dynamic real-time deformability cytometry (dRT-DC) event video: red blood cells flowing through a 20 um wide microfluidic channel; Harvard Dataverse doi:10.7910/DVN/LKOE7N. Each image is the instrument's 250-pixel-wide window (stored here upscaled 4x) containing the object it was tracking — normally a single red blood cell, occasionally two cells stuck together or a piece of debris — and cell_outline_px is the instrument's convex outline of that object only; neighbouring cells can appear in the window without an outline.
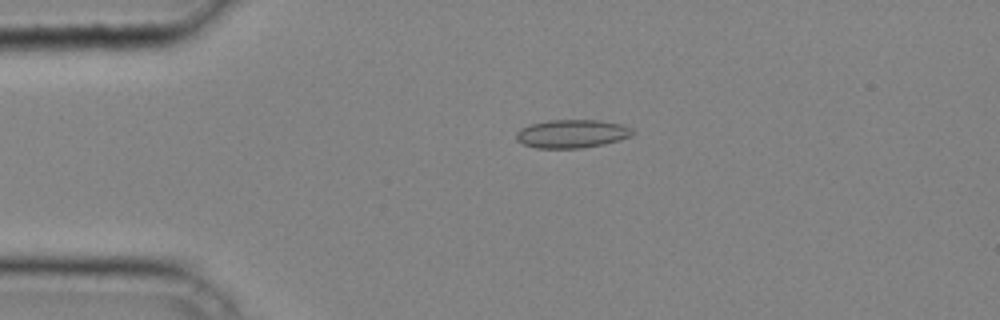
{"species": "common noctule bat (a hibernating species)", "species_latin": "Nyctalus noctula", "temperature_condition": "cold", "stored_images_in_passage": 36, "camera_frame_rate_fps": 3000, "um_per_image_px": 0.085, "animal": {"sex": "male", "body_mass_g": 20.4}, "frame": {"image": 1, "passage_image": 6, "time_ms": 1.667, "image_size_px": [1000, 320], "cell_outline_px": [[636, 132], [632, 136], [620, 140], [604, 144], [584, 148], [536, 148], [524, 144], [516, 140], [516, 132], [520, 128], [532, 124], [548, 120], [600, 120], [620, 124], [632, 128]], "centroid_in_image_um": [48.64, 11.37], "position_along_channel_um": 36.4, "area_um2": 19.36}}
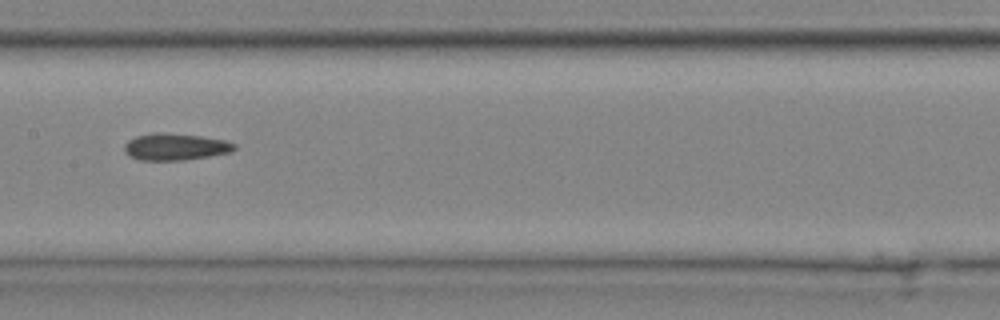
{"frame": {"image": 2, "passage_image": 18, "time_ms": 5.667, "image_size_px": [1000, 320], "cell_outline_px": [[236, 148], [232, 152], [184, 160], [140, 160], [128, 156], [124, 152], [124, 144], [128, 140], [136, 136], [156, 132], [160, 132], [200, 136], [224, 140], [236, 144]], "centroid_in_image_um": [14.87, 12.48], "position_along_channel_um": 192.5, "area_um2": 17.22}}
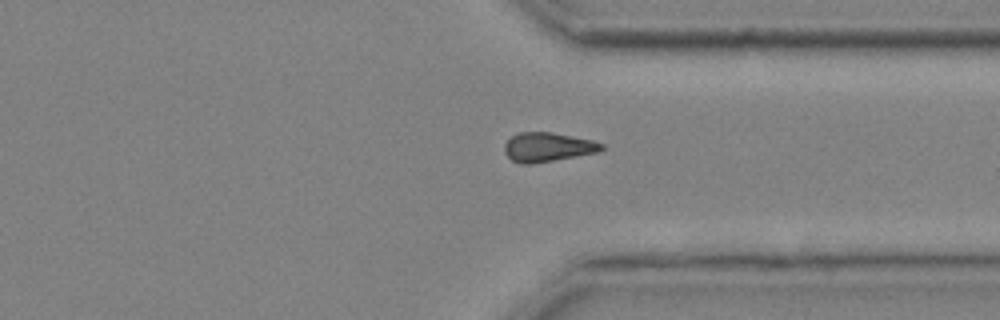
{"frame": {"image": 3, "passage_image": 29, "time_ms": 9.333, "image_size_px": [1000, 320], "cell_outline_px": [[604, 148], [600, 152], [532, 164], [520, 164], [512, 160], [504, 152], [504, 144], [512, 136], [520, 132], [552, 132], [592, 140], [604, 144]], "centroid_in_image_um": [46.56, 12.51], "position_along_channel_um": 364.8, "area_um2": 16.59}}